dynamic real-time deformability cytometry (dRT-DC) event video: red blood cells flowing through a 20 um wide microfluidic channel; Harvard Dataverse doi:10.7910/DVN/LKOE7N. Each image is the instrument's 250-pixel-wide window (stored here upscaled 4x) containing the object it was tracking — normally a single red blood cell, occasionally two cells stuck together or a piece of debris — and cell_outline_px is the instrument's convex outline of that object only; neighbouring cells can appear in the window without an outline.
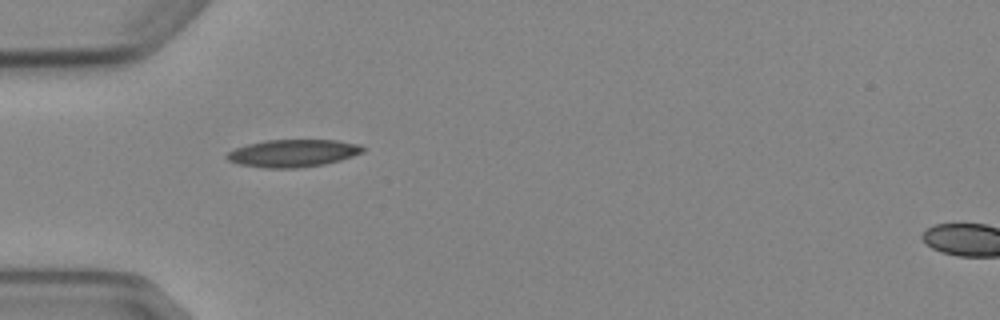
{"species": "Egyptian fruit bat (a non-hibernating species)", "species_latin": "Rousettus aegyptiacus", "temperature_condition": "cold", "stored_images_in_passage": 5, "camera_frame_rate_fps": 3000, "um_per_image_px": 0.085, "animal": {"sex": "female"}, "frame": {"image": 1, "passage_image": 1, "time_ms": 0.0, "image_size_px": [1000, 320], "cell_outline_px": [[364, 152], [340, 160], [324, 164], [296, 168], [268, 168], [240, 164], [228, 160], [224, 156], [228, 152], [236, 148], [248, 144], [264, 140], [336, 140], [360, 144], [364, 148]], "centroid_in_image_um": [24.91, 13.01], "position_along_channel_um": 60.1, "area_um2": 21.68}}
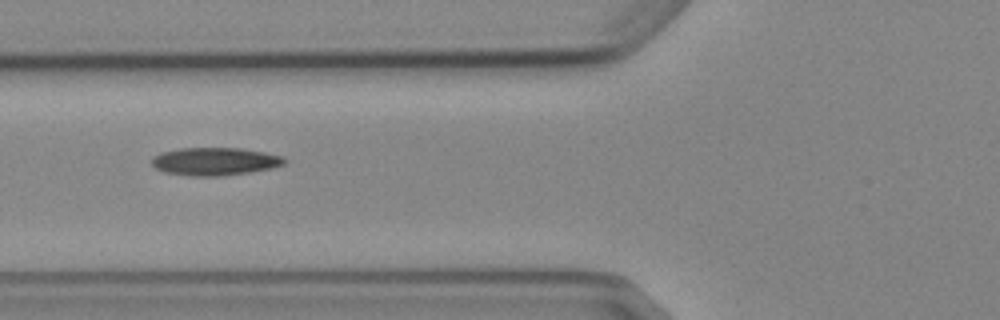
{"frame": {"image": 2, "passage_image": 2, "time_ms": 1.333, "image_size_px": [1000, 320], "cell_outline_px": [[288, 160], [284, 164], [272, 168], [248, 172], [220, 176], [188, 176], [164, 172], [156, 168], [152, 164], [152, 156], [160, 152], [180, 148], [240, 148], [264, 152], [284, 156]], "centroid_in_image_um": [18.26, 13.72], "position_along_channel_um": 107.5, "area_um2": 21.68}}